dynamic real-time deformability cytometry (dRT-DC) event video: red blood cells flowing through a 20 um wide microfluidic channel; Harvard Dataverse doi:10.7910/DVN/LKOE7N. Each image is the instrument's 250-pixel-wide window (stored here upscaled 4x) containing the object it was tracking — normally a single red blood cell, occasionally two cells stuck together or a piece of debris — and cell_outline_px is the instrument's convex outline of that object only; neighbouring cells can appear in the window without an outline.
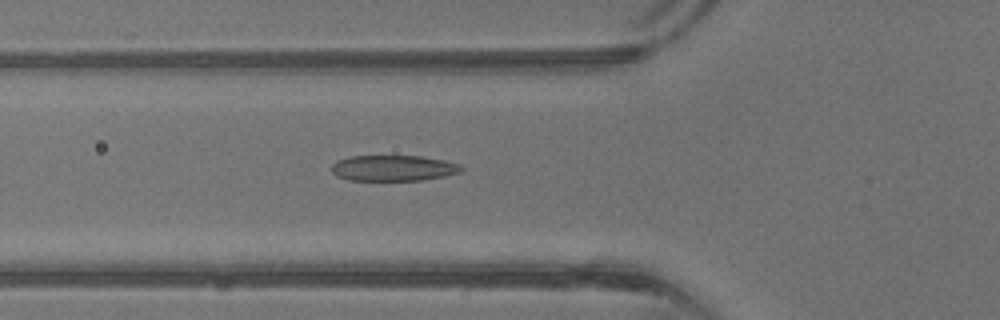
{"species": "common noctule bat (a hibernating species)", "species_latin": "Nyctalus noctula", "temperature_condition": "warm", "stored_images_in_passage": 8, "camera_frame_rate_fps": 3000, "um_per_image_px": 0.085, "animal": {"sex": "male", "body_mass_g": 13.3}, "frame": {"image": 1, "passage_image": 2, "time_ms": 0.333, "image_size_px": [1000, 320], "cell_outline_px": [[464, 168], [460, 172], [444, 176], [424, 180], [348, 180], [336, 176], [332, 172], [332, 164], [336, 160], [348, 156], [420, 156], [444, 160], [460, 164]], "centroid_in_image_um": [33.42, 14.28], "position_along_channel_um": 92.4, "area_um2": 19.59}}
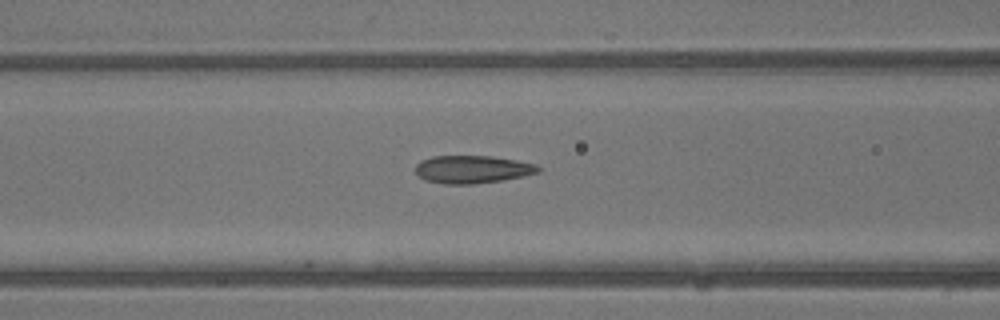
{"frame": {"image": 2, "passage_image": 4, "time_ms": 1.0, "image_size_px": [1000, 320], "cell_outline_px": [[540, 172], [524, 176], [504, 180], [472, 184], [444, 184], [424, 180], [416, 172], [416, 164], [420, 160], [432, 156], [492, 156], [516, 160], [536, 164], [540, 168]], "centroid_in_image_um": [40.15, 14.39], "position_along_channel_um": 126.4, "area_um2": 20.0}}
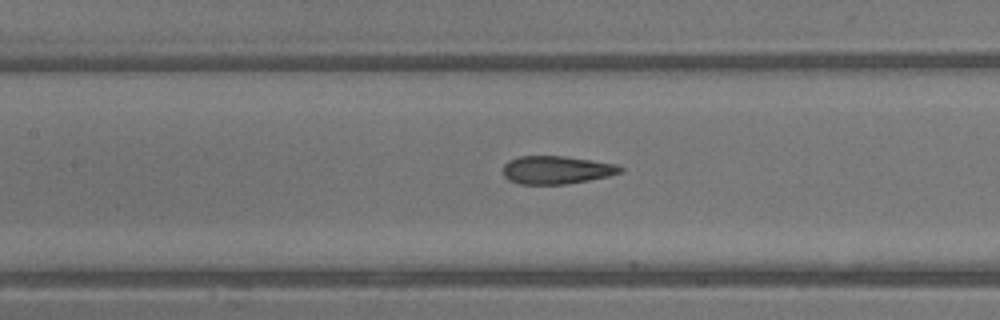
{"frame": {"image": 3, "passage_image": 6, "time_ms": 1.667, "image_size_px": [1000, 320], "cell_outline_px": [[624, 172], [608, 176], [588, 180], [564, 184], [520, 184], [508, 180], [504, 176], [504, 164], [508, 160], [520, 156], [564, 156], [592, 160], [616, 164], [624, 168]], "centroid_in_image_um": [47.31, 14.44], "position_along_channel_um": 160.1, "area_um2": 19.19}}